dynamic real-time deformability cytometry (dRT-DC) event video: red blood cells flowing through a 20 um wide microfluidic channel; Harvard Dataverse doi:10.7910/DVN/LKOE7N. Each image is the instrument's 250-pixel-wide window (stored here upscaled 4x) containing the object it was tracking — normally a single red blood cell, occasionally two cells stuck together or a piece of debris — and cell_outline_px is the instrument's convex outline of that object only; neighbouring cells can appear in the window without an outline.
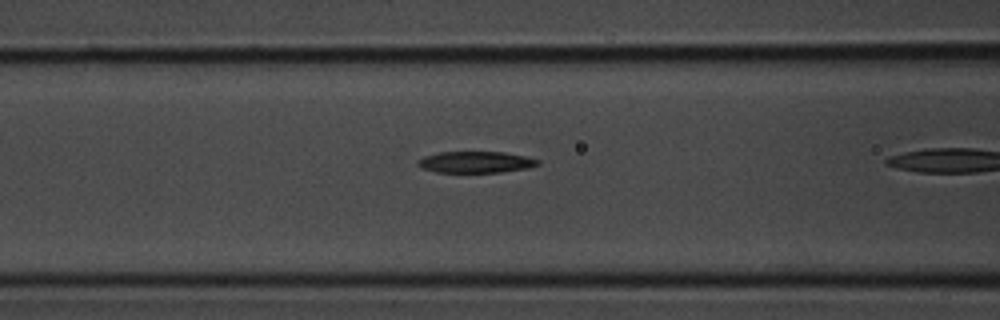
{"species": "common noctule bat (a hibernating species)", "species_latin": "Nyctalus noctula", "temperature_condition": "room temperature", "stored_images_in_passage": 18, "camera_frame_rate_fps": 3000, "um_per_image_px": 0.085, "animal": {"sex": "male", "body_mass_g": 20.1, "forearm_length_mm": 53.5}, "frame": {"image": 1, "passage_image": 13, "time_ms": 4.0, "image_size_px": [1000, 320], "cell_outline_px": [[540, 164], [528, 168], [500, 172], [436, 172], [420, 168], [416, 164], [416, 160], [424, 156], [440, 152], [504, 152], [528, 156], [540, 160]], "centroid_in_image_um": [40.43, 13.77], "position_along_channel_um": 126.2, "area_um2": 15.14}}